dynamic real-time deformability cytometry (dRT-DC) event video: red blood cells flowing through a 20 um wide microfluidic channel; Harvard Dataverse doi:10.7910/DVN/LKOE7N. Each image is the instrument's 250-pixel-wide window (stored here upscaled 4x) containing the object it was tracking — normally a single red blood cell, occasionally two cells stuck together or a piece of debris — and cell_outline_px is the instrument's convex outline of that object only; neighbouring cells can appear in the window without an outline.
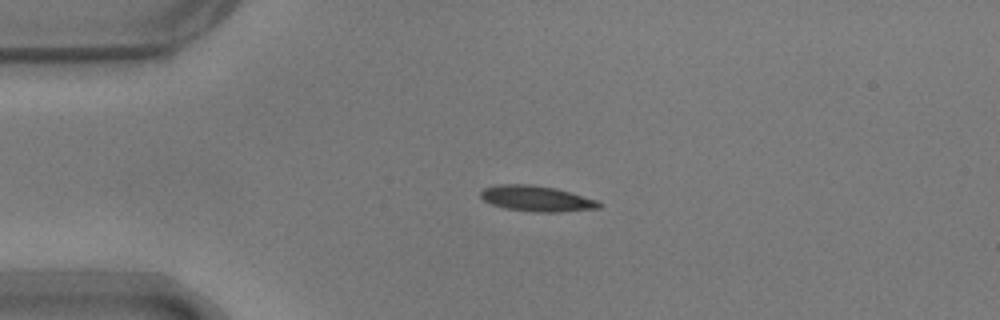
{"species": "common noctule bat (a hibernating species)", "species_latin": "Nyctalus noctula", "temperature_condition": "warm", "stored_images_in_passage": 36, "camera_frame_rate_fps": 3000, "um_per_image_px": 0.085, "animal": {"sex": "male", "body_mass_g": 17.9}, "frame": {"image": 1, "passage_image": 1, "time_ms": 0.0, "image_size_px": [1000, 320], "cell_outline_px": [[604, 204], [600, 208], [560, 212], [536, 212], [504, 208], [492, 204], [484, 200], [480, 196], [480, 192], [484, 188], [496, 184], [532, 184], [556, 188], [600, 200]], "centroid_in_image_um": [45.66, 16.87], "position_along_channel_um": 39.3, "area_um2": 17.98}}
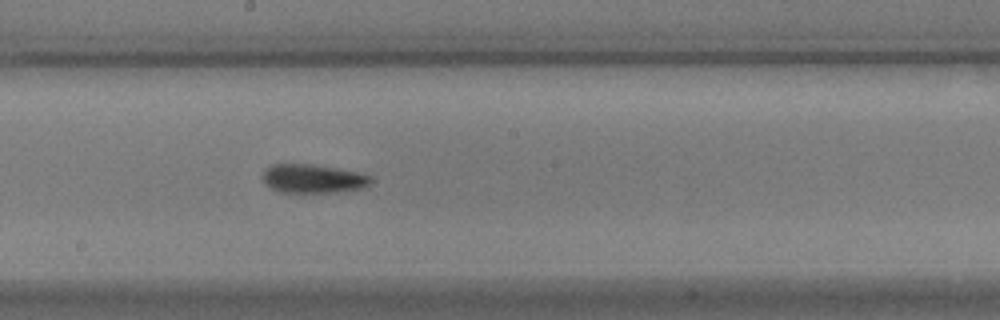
{"frame": {"image": 2, "passage_image": 18, "time_ms": 5.667, "image_size_px": [1000, 320], "cell_outline_px": [[372, 180], [368, 184], [360, 188], [336, 192], [280, 192], [264, 184], [260, 176], [264, 168], [272, 164], [312, 164], [336, 168], [356, 172], [372, 176]], "centroid_in_image_um": [26.52, 15.17], "position_along_channel_um": 221.7, "area_um2": 18.15}}
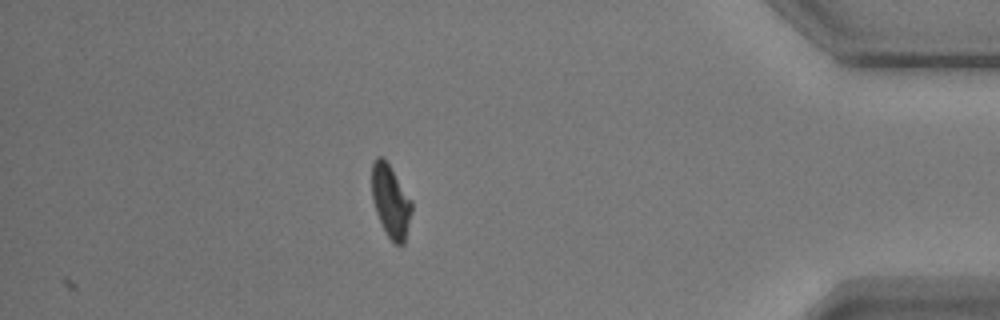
{"frame": {"image": 3, "passage_image": 36, "time_ms": 11.667, "image_size_px": [1000, 320], "cell_outline_px": [[412, 212], [404, 244], [396, 244], [384, 232], [376, 212], [372, 200], [372, 164], [376, 156], [380, 156], [388, 164], [412, 200]], "centroid_in_image_um": [33.2, 17.13], "position_along_channel_um": 402.0, "area_um2": 16.76}, "authors_computed_cell_mechanics": {"area_um2": 17.7446, "velocity_mm_per_s": 3.7025, "shape_relaxation_time_tau1_ms": 5.1917, "shape_relaxation_time_tau2_ms": 4.6755, "deformation_change_tau1": 0.1573, "deformation_change_tau2": 0.1041}}